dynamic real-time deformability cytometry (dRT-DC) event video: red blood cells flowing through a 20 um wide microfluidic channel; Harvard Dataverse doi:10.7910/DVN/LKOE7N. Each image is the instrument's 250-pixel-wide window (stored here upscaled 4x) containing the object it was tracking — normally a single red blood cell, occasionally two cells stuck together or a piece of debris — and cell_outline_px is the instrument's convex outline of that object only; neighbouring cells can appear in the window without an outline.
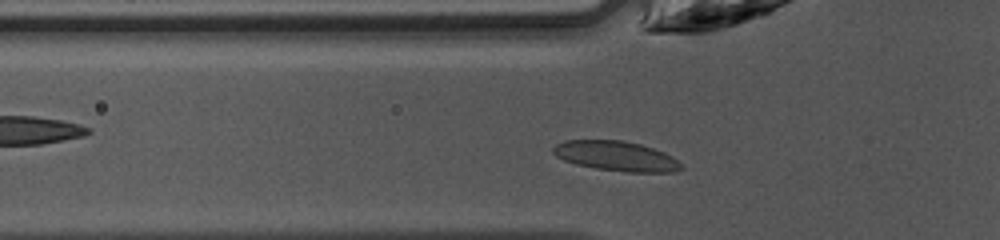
{"species": "common noctule bat (a hibernating species)", "species_latin": "Nyctalus noctula", "temperature_condition": "warm", "stored_images_in_passage": 33, "camera_frame_rate_fps": 3000, "um_per_image_px": 0.085, "animal": {"sex": "female", "body_mass_g": 10.0, "forearm_length_mm": 53.1}, "frame": {"image": 1, "passage_image": 2, "time_ms": 0.333, "image_size_px": [1000, 240], "cell_outline_px": [[684, 168], [672, 172], [628, 172], [596, 168], [576, 164], [564, 160], [556, 156], [552, 152], [552, 148], [556, 144], [564, 140], [624, 140], [640, 144], [664, 152], [672, 156], [684, 164]], "centroid_in_image_um": [52.39, 13.26], "position_along_channel_um": 73.4, "area_um2": 22.37}}
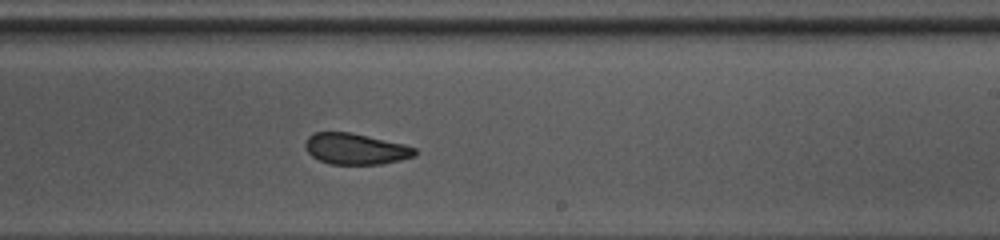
{"frame": {"image": 2, "passage_image": 15, "time_ms": 4.667, "image_size_px": [1000, 240], "cell_outline_px": [[416, 156], [400, 160], [380, 164], [332, 164], [320, 160], [312, 156], [308, 152], [304, 144], [308, 136], [312, 132], [352, 132], [404, 144], [416, 148]], "centroid_in_image_um": [30.22, 12.64], "position_along_channel_um": 258.8, "area_um2": 19.88}}
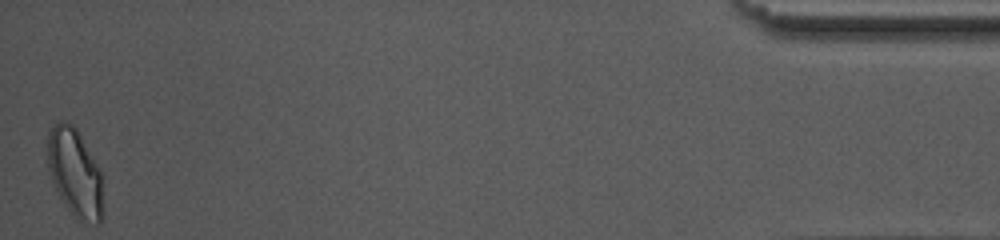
{"frame": {"image": 3, "passage_image": 33, "time_ms": 10.667, "image_size_px": [1000, 240], "cell_outline_px": [[104, 212], [100, 224], [80, 224], [72, 216], [60, 196], [48, 172], [48, 128], [60, 120], [72, 124], [76, 128], [104, 176]], "centroid_in_image_um": [6.43, 14.77], "position_along_channel_um": 428.8, "area_um2": 29.48}, "authors_computed_cell_mechanics": {"area_um2": 21.097, "velocity_mm_per_s": 4.2492, "shape_relaxation_time_tau1_ms": 4.9922, "shape_relaxation_time_tau2_ms": 1.4377, "deformation_change_tau1": 0.1289, "deformation_change_tau2": 0.0619}}